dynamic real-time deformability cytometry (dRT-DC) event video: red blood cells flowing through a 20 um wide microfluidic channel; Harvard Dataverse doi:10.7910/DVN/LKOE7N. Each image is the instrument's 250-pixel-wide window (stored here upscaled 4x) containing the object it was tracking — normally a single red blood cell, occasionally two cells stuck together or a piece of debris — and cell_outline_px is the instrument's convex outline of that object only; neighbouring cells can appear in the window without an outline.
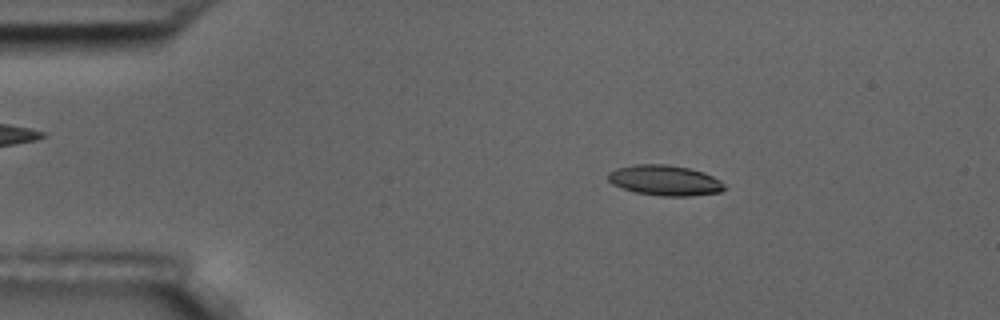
{"species": "common noctule bat (a hibernating species)", "species_latin": "Nyctalus noctula", "temperature_condition": "room temperature", "stored_images_in_passage": 4, "camera_frame_rate_fps": 3000, "um_per_image_px": 0.085, "animal": {"sex": "male", "body_mass_g": 17.5, "forearm_length_mm": 52.3}, "frame": {"image": 1, "passage_image": 2, "time_ms": 1.333, "image_size_px": [1000, 320], "cell_outline_px": [[724, 188], [720, 192], [692, 196], [660, 196], [636, 192], [612, 184], [608, 180], [608, 172], [616, 168], [636, 164], [664, 164], [688, 168], [704, 172], [720, 180], [724, 184]], "centroid_in_image_um": [56.5, 15.33], "position_along_channel_um": 28.5, "area_um2": 20.52}}